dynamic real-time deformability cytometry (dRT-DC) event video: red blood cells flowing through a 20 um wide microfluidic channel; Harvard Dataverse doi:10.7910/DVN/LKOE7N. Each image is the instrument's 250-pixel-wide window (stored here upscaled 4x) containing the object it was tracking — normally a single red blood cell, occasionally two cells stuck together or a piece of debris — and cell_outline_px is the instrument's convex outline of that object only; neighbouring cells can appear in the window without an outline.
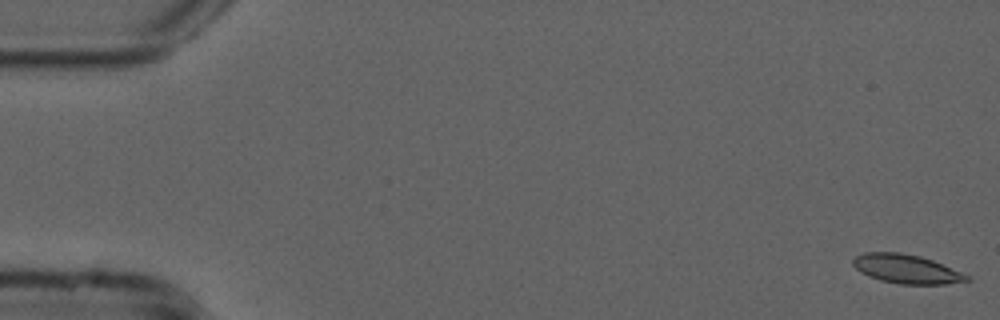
{"species": "common noctule bat (a hibernating species)", "species_latin": "Nyctalus noctula", "temperature_condition": "cold", "stored_images_in_passage": 54, "camera_frame_rate_fps": 3000, "um_per_image_px": 0.085, "animal": {"sex": "male", "forearm_length_mm": 52.5}, "frame": {"image": 1, "passage_image": 1, "time_ms": 0.0, "image_size_px": [1000, 320], "cell_outline_px": [[972, 280], [944, 284], [900, 284], [880, 280], [868, 276], [860, 272], [852, 264], [852, 260], [856, 256], [864, 252], [900, 252], [920, 256], [932, 260], [960, 272], [968, 276]], "centroid_in_image_um": [77.0, 22.86], "position_along_channel_um": 8.0, "area_um2": 19.07}}
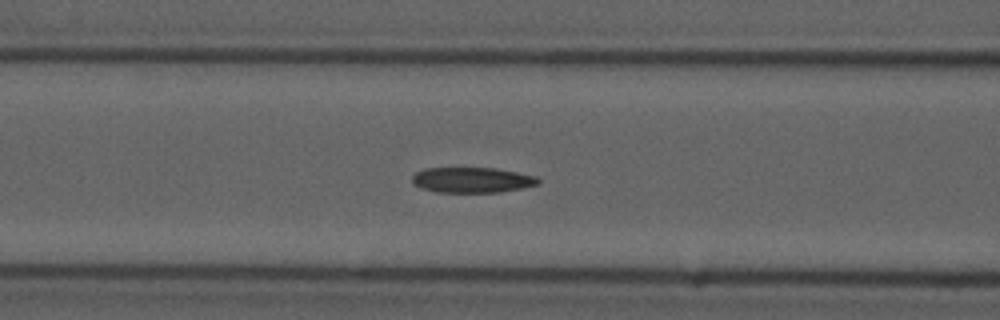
{"frame": {"image": 2, "passage_image": 22, "time_ms": 7.0, "image_size_px": [1000, 320], "cell_outline_px": [[540, 184], [524, 188], [500, 192], [436, 192], [420, 188], [412, 184], [412, 176], [416, 172], [424, 168], [496, 168], [536, 176], [540, 180]], "centroid_in_image_um": [40.12, 15.3], "position_along_channel_um": 126.5, "area_um2": 18.84}}
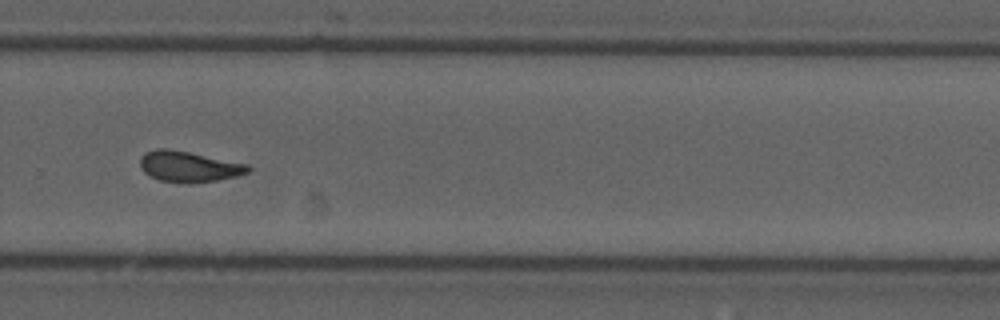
{"frame": {"image": 3, "passage_image": 37, "time_ms": 12.0, "image_size_px": [1000, 320], "cell_outline_px": [[252, 168], [248, 172], [236, 176], [216, 180], [192, 184], [188, 184], [160, 180], [144, 172], [140, 168], [140, 156], [156, 148], [168, 148], [248, 164]], "centroid_in_image_um": [16.04, 14.16], "position_along_channel_um": 313.8, "area_um2": 19.31}, "authors_computed_cell_mechanics": {"area_um2": 18.8717, "velocity_mm_per_s": 3.7587, "shape_relaxation_time_tau1_ms": null, "shape_relaxation_time_tau2_ms": 3.5836, "deformation_change_tau1": null, "deformation_change_tau2": 0.1075}}